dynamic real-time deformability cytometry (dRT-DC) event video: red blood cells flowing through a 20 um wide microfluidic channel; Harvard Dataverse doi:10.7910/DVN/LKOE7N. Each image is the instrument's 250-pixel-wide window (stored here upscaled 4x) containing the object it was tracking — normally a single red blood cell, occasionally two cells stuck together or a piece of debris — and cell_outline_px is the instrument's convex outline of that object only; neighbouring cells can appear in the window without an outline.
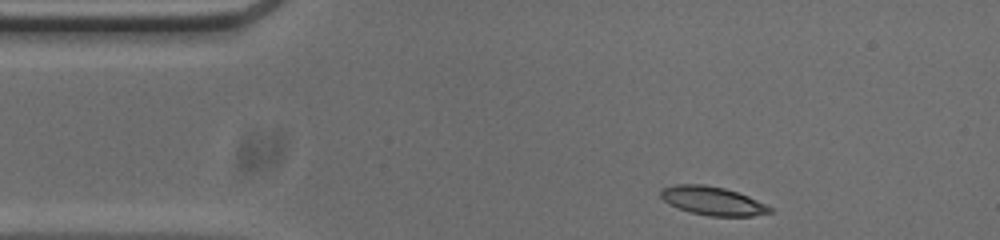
{"species": "common noctule bat (a hibernating species)", "species_latin": "Nyctalus noctula", "temperature_condition": "cold", "stored_images_in_passage": 8, "camera_frame_rate_fps": 3000, "um_per_image_px": 0.085, "animal": {"sex": "male", "body_mass_g": 20.0, "forearm_length_mm": 53.3}, "frame": {"image": 1, "passage_image": 1, "time_ms": 0.0, "image_size_px": [1000, 240], "cell_outline_px": [[772, 212], [752, 216], [708, 216], [692, 212], [668, 204], [660, 196], [660, 188], [676, 184], [704, 184], [724, 188], [748, 196], [772, 208]], "centroid_in_image_um": [60.53, 17.06], "position_along_channel_um": 24.5, "area_um2": 18.03}}